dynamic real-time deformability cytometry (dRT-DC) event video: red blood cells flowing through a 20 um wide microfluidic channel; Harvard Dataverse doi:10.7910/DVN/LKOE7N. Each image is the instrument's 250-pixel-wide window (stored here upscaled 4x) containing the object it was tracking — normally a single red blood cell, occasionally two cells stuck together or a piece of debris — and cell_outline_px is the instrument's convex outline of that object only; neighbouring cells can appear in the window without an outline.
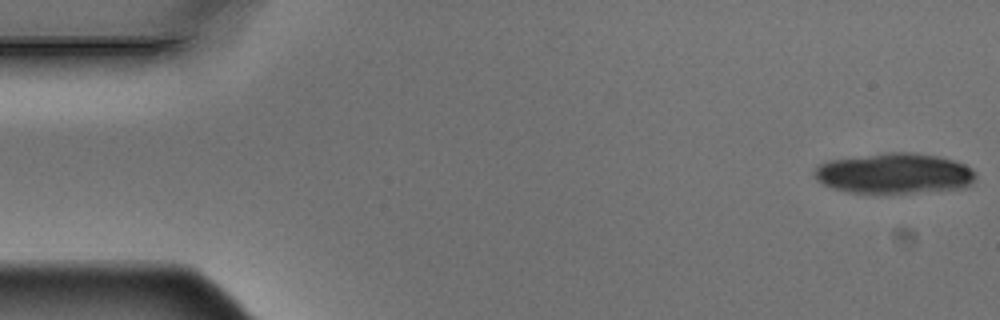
{"species": "Egyptian fruit bat (a non-hibernating species)", "species_latin": "Rousettus aegyptiacus", "temperature_condition": "warm", "stored_images_in_passage": 5, "camera_frame_rate_fps": 3000, "um_per_image_px": 0.085, "animal": {"sex": "male"}, "frame": {"image": 1, "passage_image": 1, "time_ms": 0.0, "image_size_px": [1000, 320], "cell_outline_px": [[976, 180], [972, 184], [964, 188], [908, 192], [848, 192], [832, 188], [816, 180], [812, 172], [820, 164], [828, 160], [884, 152], [912, 152], [940, 156], [964, 164], [972, 168], [976, 172]], "centroid_in_image_um": [76.02, 14.72], "position_along_channel_um": 9.0, "area_um2": 38.09}}